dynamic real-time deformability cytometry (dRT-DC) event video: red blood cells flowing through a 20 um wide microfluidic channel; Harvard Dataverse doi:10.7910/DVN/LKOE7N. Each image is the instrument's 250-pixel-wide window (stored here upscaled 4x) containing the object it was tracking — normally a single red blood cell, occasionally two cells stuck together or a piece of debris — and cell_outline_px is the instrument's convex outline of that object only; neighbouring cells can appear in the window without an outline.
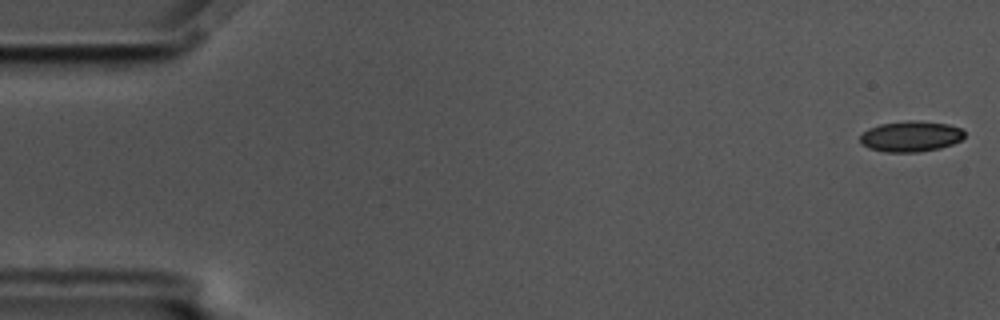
{"species": "common noctule bat (a hibernating species)", "species_latin": "Nyctalus noctula", "temperature_condition": "cold", "stored_images_in_passage": 6, "camera_frame_rate_fps": 3000, "um_per_image_px": 0.085, "animal": {"sex": "male", "body_mass_g": 17.5, "forearm_length_mm": 52.3}, "frame": {"image": 1, "passage_image": 1, "time_ms": 0.0, "image_size_px": [1000, 320], "cell_outline_px": [[964, 136], [960, 140], [952, 144], [940, 148], [920, 152], [884, 152], [868, 148], [860, 144], [860, 136], [868, 128], [880, 124], [904, 120], [912, 120], [948, 124], [960, 128], [964, 132]], "centroid_in_image_um": [77.38, 11.59], "position_along_channel_um": 7.6, "area_um2": 18.79}}